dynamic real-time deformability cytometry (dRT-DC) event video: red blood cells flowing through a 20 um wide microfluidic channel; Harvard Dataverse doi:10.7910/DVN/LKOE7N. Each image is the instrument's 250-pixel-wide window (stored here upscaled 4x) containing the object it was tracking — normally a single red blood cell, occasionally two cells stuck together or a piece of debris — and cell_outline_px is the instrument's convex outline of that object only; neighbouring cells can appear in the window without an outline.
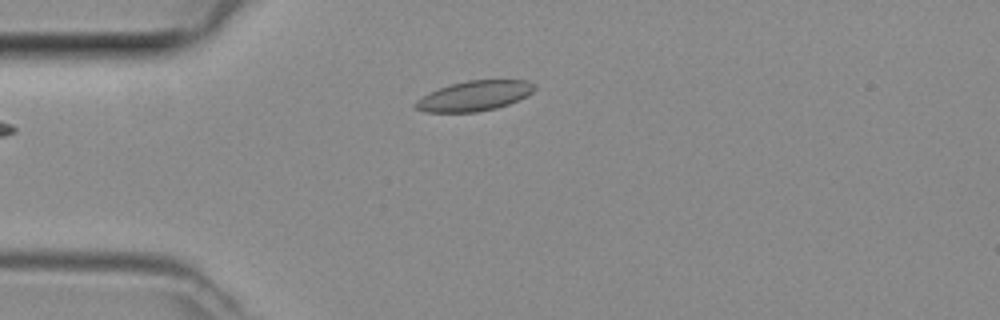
{"species": "common noctule bat (a hibernating species)", "species_latin": "Nyctalus noctula", "temperature_condition": "room temperature", "stored_images_in_passage": 37, "camera_frame_rate_fps": 3000, "um_per_image_px": 0.085, "animal": {"sex": "female", "body_mass_g": 29.2, "forearm_length_mm": 56.3}, "frame": {"image": 1, "passage_image": 1, "time_ms": 0.0, "image_size_px": [1000, 320], "cell_outline_px": [[536, 88], [528, 96], [508, 104], [496, 108], [476, 112], [424, 112], [416, 108], [412, 104], [416, 100], [428, 92], [452, 84], [468, 80], [528, 80], [536, 84]], "centroid_in_image_um": [40.33, 8.15], "position_along_channel_um": 44.7, "area_um2": 20.92}}
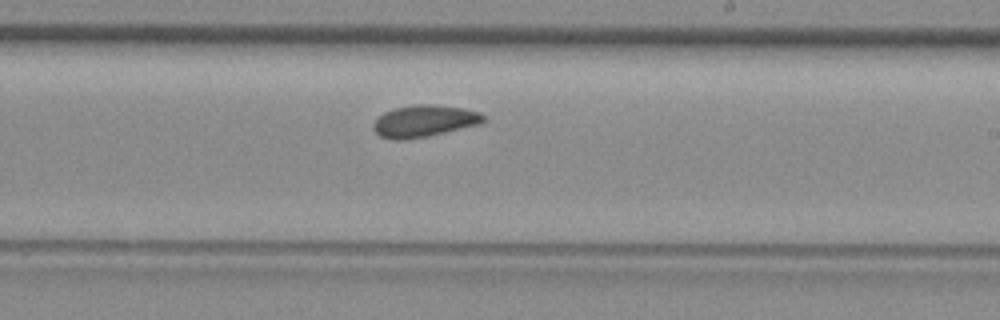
{"frame": {"image": 2, "passage_image": 17, "time_ms": 5.333, "image_size_px": [1000, 320], "cell_outline_px": [[484, 120], [480, 124], [428, 136], [404, 140], [396, 140], [380, 136], [372, 128], [372, 124], [384, 112], [396, 108], [420, 104], [428, 104], [460, 108], [480, 112], [484, 116]], "centroid_in_image_um": [36.04, 10.3], "position_along_channel_um": 253.0, "area_um2": 20.11}}
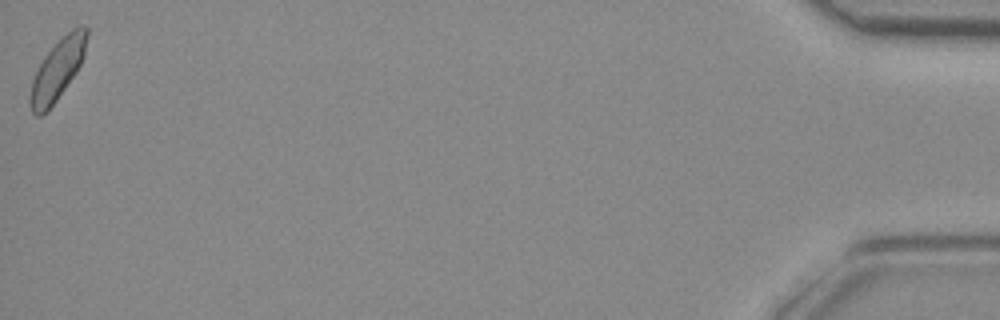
{"frame": {"image": 3, "passage_image": 37, "time_ms": 12.0, "image_size_px": [1000, 320], "cell_outline_px": [[88, 36], [84, 52], [80, 64], [76, 72], [48, 112], [40, 116], [36, 116], [32, 112], [28, 100], [28, 96], [32, 80], [44, 56], [72, 28], [84, 24], [88, 28]], "centroid_in_image_um": [4.87, 5.96], "position_along_channel_um": 430.3, "area_um2": 19.88}}